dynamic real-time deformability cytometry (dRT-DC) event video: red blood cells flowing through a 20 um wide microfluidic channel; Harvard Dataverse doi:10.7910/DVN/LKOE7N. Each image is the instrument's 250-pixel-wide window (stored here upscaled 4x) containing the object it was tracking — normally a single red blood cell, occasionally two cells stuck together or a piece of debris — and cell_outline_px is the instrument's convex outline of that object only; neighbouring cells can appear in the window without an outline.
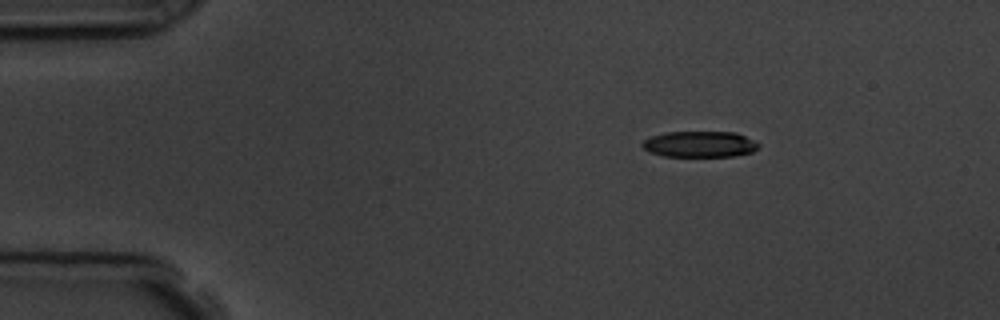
{"species": "common noctule bat (a hibernating species)", "species_latin": "Nyctalus noctula", "temperature_condition": "room temperature", "stored_images_in_passage": 3, "camera_frame_rate_fps": 3000, "um_per_image_px": 0.085, "animal": {"sex": "male", "body_mass_g": 19.5, "forearm_length_mm": 54.6}, "frame": {"image": 1, "passage_image": 1, "time_ms": 0.0, "image_size_px": [1000, 320], "cell_outline_px": [[760, 148], [752, 152], [732, 156], [664, 156], [648, 152], [640, 144], [644, 140], [652, 136], [668, 132], [736, 132], [760, 144]], "centroid_in_image_um": [59.48, 12.26], "position_along_channel_um": 25.5, "area_um2": 17.57}}